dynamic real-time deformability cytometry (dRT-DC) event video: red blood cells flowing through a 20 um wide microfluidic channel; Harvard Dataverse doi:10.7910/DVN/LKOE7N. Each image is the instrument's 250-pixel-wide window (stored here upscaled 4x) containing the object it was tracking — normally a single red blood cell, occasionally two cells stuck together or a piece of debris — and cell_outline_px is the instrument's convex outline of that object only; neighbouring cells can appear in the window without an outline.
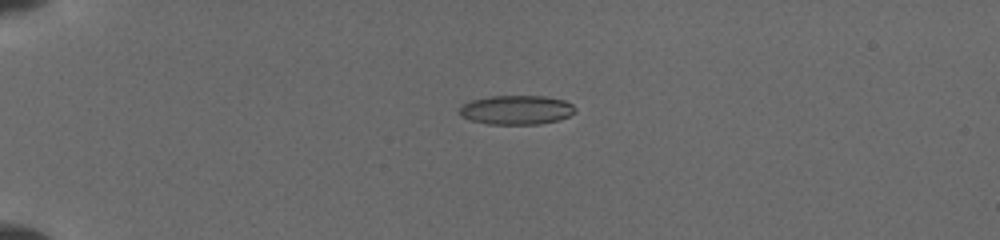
{"species": "common noctule bat (a hibernating species)", "species_latin": "Nyctalus noctula", "temperature_condition": "cold", "stored_images_in_passage": 16, "camera_frame_rate_fps": 3000, "um_per_image_px": 0.085, "animal": {"sex": "female", "body_mass_g": 19.5, "forearm_length_mm": 54.1}, "frame": {"image": 1, "passage_image": 1, "time_ms": 0.0, "image_size_px": [1000, 240], "cell_outline_px": [[576, 112], [560, 120], [540, 124], [488, 124], [472, 120], [460, 116], [460, 108], [464, 104], [472, 100], [488, 96], [544, 96], [564, 100], [572, 104], [576, 108]], "centroid_in_image_um": [43.93, 9.34], "position_along_channel_um": 41.1, "area_um2": 19.71}}
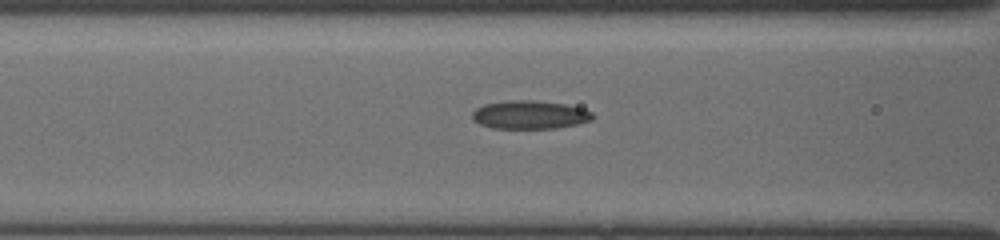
{"frame": {"image": 2, "passage_image": 10, "time_ms": 3.333, "image_size_px": [1000, 240], "cell_outline_px": [[596, 116], [592, 120], [580, 124], [556, 128], [492, 128], [480, 124], [472, 120], [472, 112], [476, 108], [484, 104], [504, 100], [536, 100], [564, 104], [580, 108], [592, 112]], "centroid_in_image_um": [45.03, 9.75], "position_along_channel_um": 121.6, "area_um2": 20.11}}
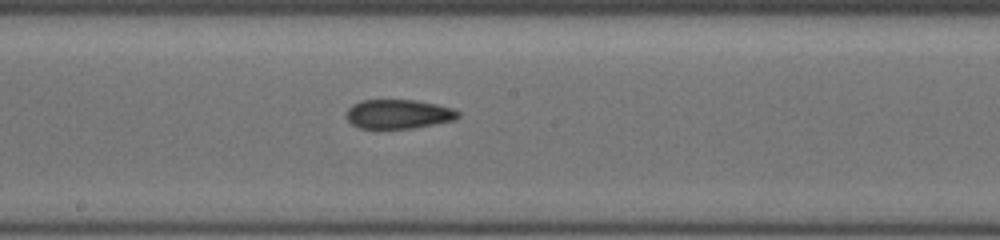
{"frame": {"image": 3, "passage_image": 16, "time_ms": 5.667, "image_size_px": [1000, 240], "cell_outline_px": [[460, 116], [452, 120], [412, 128], [360, 128], [352, 124], [344, 116], [348, 108], [352, 104], [360, 100], [416, 100], [436, 104], [452, 108], [460, 112]], "centroid_in_image_um": [33.82, 9.68], "position_along_channel_um": 214.4, "area_um2": 18.96}}